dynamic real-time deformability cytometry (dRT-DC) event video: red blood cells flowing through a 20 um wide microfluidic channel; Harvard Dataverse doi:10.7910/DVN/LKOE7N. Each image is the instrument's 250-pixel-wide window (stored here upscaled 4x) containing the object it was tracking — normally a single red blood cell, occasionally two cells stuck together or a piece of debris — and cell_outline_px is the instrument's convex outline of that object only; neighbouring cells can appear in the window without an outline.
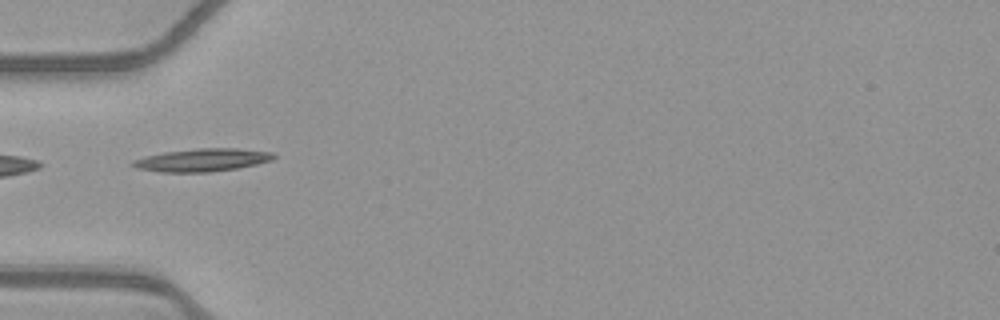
{"species": "common noctule bat (a hibernating species)", "species_latin": "Nyctalus noctula", "temperature_condition": "warm", "stored_images_in_passage": 37, "camera_frame_rate_fps": 3000, "um_per_image_px": 0.085, "animal": {"sex": "female", "body_mass_g": 21.9}, "frame": {"image": 1, "passage_image": 2, "time_ms": 0.333, "image_size_px": [1000, 320], "cell_outline_px": [[276, 156], [272, 160], [256, 164], [236, 168], [208, 172], [160, 172], [136, 168], [128, 164], [132, 160], [144, 156], [164, 152], [200, 148], [236, 148], [272, 152]], "centroid_in_image_um": [17.14, 13.6], "position_along_channel_um": 67.9, "area_um2": 18.79}}
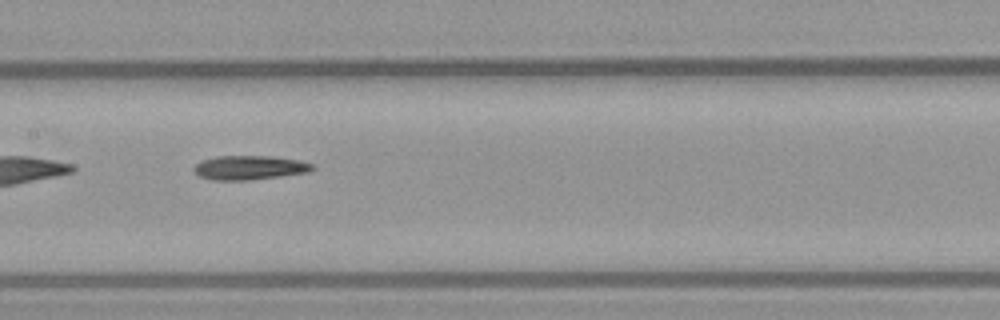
{"frame": {"image": 2, "passage_image": 11, "time_ms": 3.333, "image_size_px": [1000, 320], "cell_outline_px": [[316, 168], [308, 172], [280, 176], [248, 180], [212, 180], [200, 176], [192, 168], [196, 164], [204, 160], [216, 156], [272, 156], [296, 160], [316, 164]], "centroid_in_image_um": [21.24, 14.25], "position_along_channel_um": 186.2, "area_um2": 16.59}}
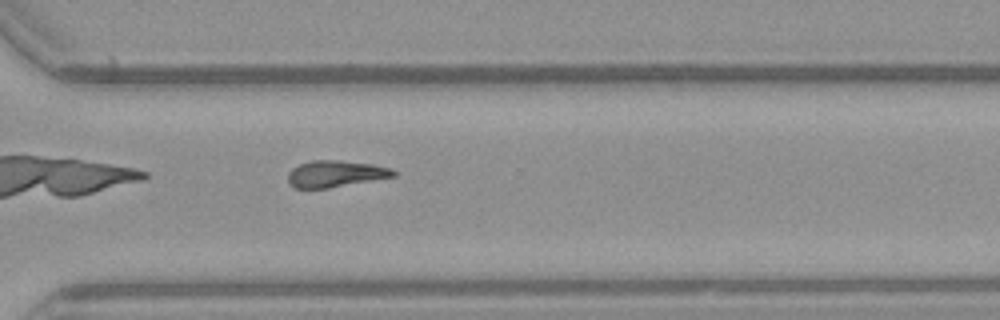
{"frame": {"image": 3, "passage_image": 23, "time_ms": 7.333, "image_size_px": [1000, 320], "cell_outline_px": [[396, 176], [328, 188], [296, 188], [288, 184], [288, 172], [292, 168], [300, 164], [312, 160], [340, 160], [372, 164], [392, 168], [396, 172]], "centroid_in_image_um": [28.51, 14.77], "position_along_channel_um": 342.1, "area_um2": 16.36}}